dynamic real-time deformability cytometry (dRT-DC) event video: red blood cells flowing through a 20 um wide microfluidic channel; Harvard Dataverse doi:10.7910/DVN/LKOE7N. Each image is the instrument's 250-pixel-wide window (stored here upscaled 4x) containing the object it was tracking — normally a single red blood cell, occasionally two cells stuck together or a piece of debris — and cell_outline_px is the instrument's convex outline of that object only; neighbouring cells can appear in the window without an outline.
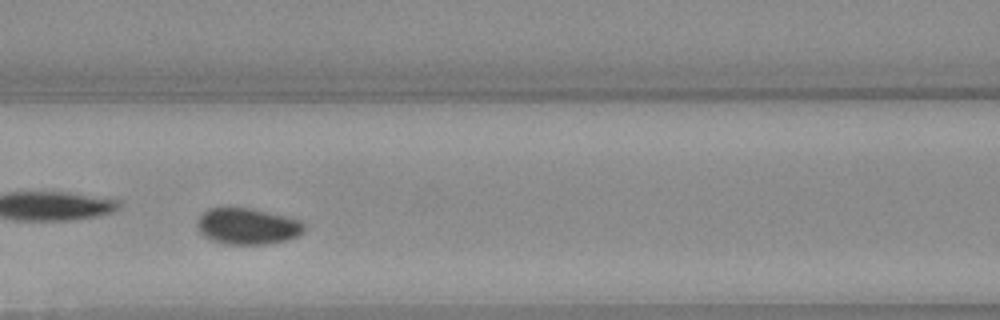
{"species": "Egyptian fruit bat (a non-hibernating species)", "species_latin": "Rousettus aegyptiacus", "temperature_condition": "warm", "stored_images_in_passage": 33, "camera_frame_rate_fps": 3000, "um_per_image_px": 0.085, "animal": {"sex": "female"}, "frame": {"image": 1, "passage_image": 10, "time_ms": 3.0, "image_size_px": [1000, 320], "cell_outline_px": [[304, 228], [296, 236], [288, 240], [268, 244], [228, 244], [212, 240], [204, 236], [200, 232], [196, 224], [200, 216], [204, 212], [212, 208], [248, 208], [284, 216], [296, 220], [304, 224]], "centroid_in_image_um": [21.0, 19.25], "position_along_channel_um": 145.6, "area_um2": 22.08}, "authors_computed_cell_mechanics": {"area_um2": 23.0622, "velocity_mm_per_s": 3.9537, "shape_relaxation_time_tau1_ms": 1.4925, "shape_relaxation_time_tau2_ms": null, "deformation_change_tau1": 0.0442, "deformation_change_tau2": null}}